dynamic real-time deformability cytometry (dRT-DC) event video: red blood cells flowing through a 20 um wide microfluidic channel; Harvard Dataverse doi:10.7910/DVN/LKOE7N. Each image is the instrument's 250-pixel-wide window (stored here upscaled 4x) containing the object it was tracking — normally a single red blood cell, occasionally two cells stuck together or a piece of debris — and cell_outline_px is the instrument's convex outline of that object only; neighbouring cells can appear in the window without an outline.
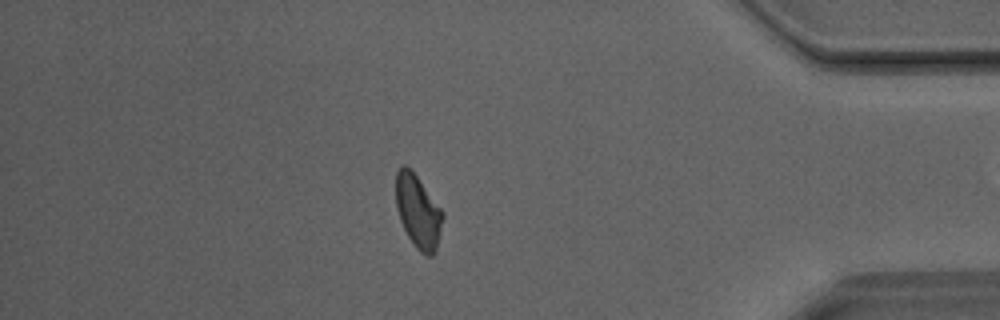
{"species": "Egyptian fruit bat (a non-hibernating species)", "species_latin": "Rousettus aegyptiacus", "temperature_condition": "room temperature", "stored_images_in_passage": 41, "camera_frame_rate_fps": 3000, "um_per_image_px": 0.085, "animal": {"sex": "male"}, "frame": {"image": 1, "passage_image": 35, "time_ms": 11.333, "image_size_px": [1000, 320], "cell_outline_px": [[444, 216], [436, 248], [432, 256], [428, 256], [420, 252], [416, 248], [408, 236], [400, 220], [396, 208], [396, 172], [404, 164], [416, 176], [444, 212]], "centroid_in_image_um": [35.53, 18.0], "position_along_channel_um": 399.7, "area_um2": 19.65}}